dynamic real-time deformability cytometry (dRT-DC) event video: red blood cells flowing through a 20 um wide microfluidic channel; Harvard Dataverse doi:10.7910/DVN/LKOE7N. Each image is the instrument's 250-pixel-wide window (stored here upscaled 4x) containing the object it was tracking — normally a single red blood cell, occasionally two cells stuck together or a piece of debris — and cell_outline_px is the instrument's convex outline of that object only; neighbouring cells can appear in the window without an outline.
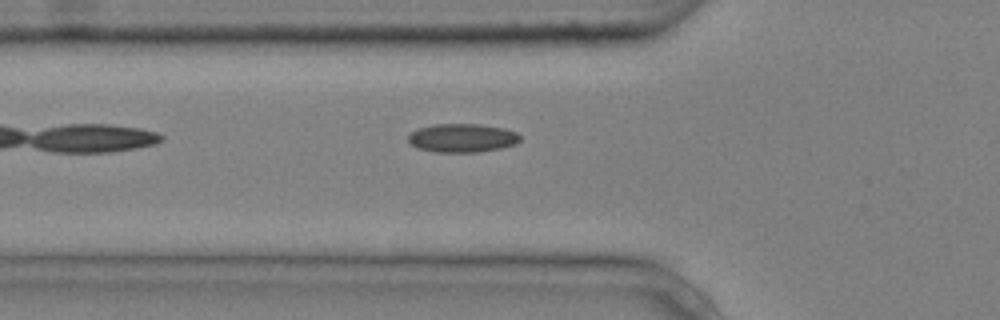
{"species": "common noctule bat (a hibernating species)", "species_latin": "Nyctalus noctula", "temperature_condition": "cold", "stored_images_in_passage": 5, "camera_frame_rate_fps": 3000, "um_per_image_px": 0.085, "animal": {"sex": "male", "body_mass_g": 20.4}, "frame": {"image": 1, "passage_image": 5, "time_ms": 1.333, "image_size_px": [1000, 320], "cell_outline_px": [[520, 140], [516, 144], [500, 148], [476, 152], [436, 152], [416, 148], [408, 140], [408, 136], [412, 132], [420, 128], [436, 124], [480, 124], [504, 128], [516, 132], [520, 136]], "centroid_in_image_um": [39.3, 11.73], "position_along_channel_um": 86.5, "area_um2": 18.55}}